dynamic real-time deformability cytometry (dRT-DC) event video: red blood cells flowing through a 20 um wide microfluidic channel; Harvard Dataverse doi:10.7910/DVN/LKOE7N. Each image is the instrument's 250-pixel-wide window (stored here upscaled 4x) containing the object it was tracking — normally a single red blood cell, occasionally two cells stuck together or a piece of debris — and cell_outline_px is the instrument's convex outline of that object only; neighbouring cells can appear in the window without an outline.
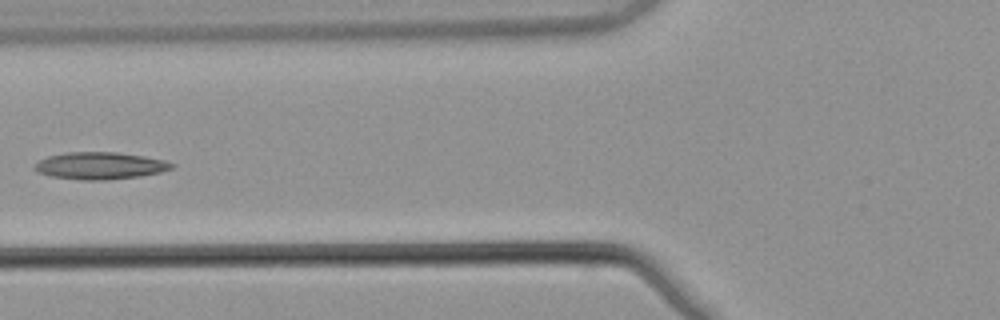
{"species": "common noctule bat (a hibernating species)", "species_latin": "Nyctalus noctula", "temperature_condition": "warm", "stored_images_in_passage": 5, "camera_frame_rate_fps": 3000, "um_per_image_px": 0.085, "animal": {"sex": "male", "body_mass_g": 21.5, "forearm_length_mm": 52.0}, "frame": {"image": 1, "passage_image": 4, "time_ms": 1.0, "image_size_px": [1000, 320], "cell_outline_px": [[176, 164], [172, 168], [160, 172], [140, 176], [108, 180], [84, 180], [52, 176], [36, 172], [32, 168], [40, 160], [48, 156], [68, 152], [116, 152], [144, 156], [164, 160]], "centroid_in_image_um": [8.51, 14.08], "position_along_channel_um": 117.3, "area_um2": 21.62}}
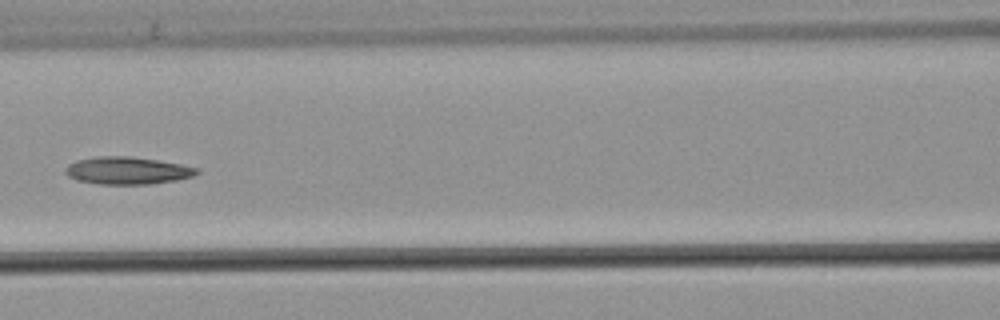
{"frame": {"image": 2, "passage_image": 5, "time_ms": 1.333, "image_size_px": [1000, 320], "cell_outline_px": [[200, 172], [192, 176], [176, 180], [152, 184], [100, 184], [76, 180], [68, 176], [64, 172], [64, 168], [68, 164], [76, 160], [96, 156], [128, 156], [156, 160], [180, 164], [200, 168]], "centroid_in_image_um": [10.8, 14.5], "position_along_channel_um": 155.8, "area_um2": 21.1}}